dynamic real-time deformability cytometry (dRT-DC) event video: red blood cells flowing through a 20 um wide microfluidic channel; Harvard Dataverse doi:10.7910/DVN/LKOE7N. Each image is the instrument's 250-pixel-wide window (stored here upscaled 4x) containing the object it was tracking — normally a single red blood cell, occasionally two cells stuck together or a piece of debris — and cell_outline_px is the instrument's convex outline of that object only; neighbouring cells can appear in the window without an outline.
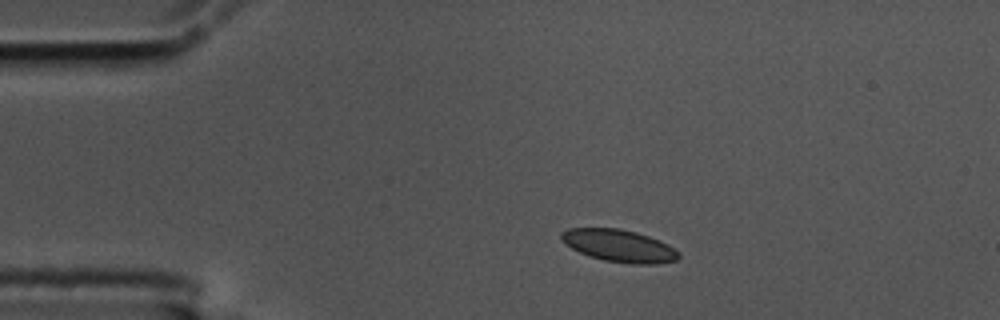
{"species": "common noctule bat (a hibernating species)", "species_latin": "Nyctalus noctula", "temperature_condition": "cold", "stored_images_in_passage": 47, "camera_frame_rate_fps": 3000, "um_per_image_px": 0.085, "animal": {"sex": "male", "body_mass_g": 17.5, "forearm_length_mm": 52.3}, "frame": {"image": 1, "passage_image": 1, "time_ms": 0.0, "image_size_px": [1000, 320], "cell_outline_px": [[680, 256], [676, 260], [656, 264], [632, 264], [604, 260], [580, 252], [572, 248], [560, 240], [560, 232], [568, 228], [620, 228], [636, 232], [648, 236], [668, 244], [680, 252]], "centroid_in_image_um": [52.62, 20.88], "position_along_channel_um": 32.4, "area_um2": 22.08}}
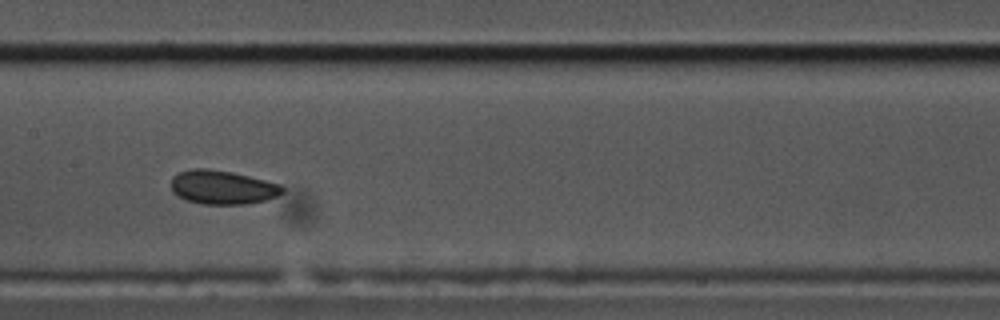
{"frame": {"image": 2, "passage_image": 18, "time_ms": 5.667, "image_size_px": [1000, 320], "cell_outline_px": [[284, 192], [276, 196], [264, 200], [244, 204], [204, 204], [188, 200], [172, 192], [172, 176], [180, 172], [192, 168], [208, 168], [232, 172], [280, 184], [284, 188]], "centroid_in_image_um": [18.9, 15.91], "position_along_channel_um": 188.5, "area_um2": 21.73}}
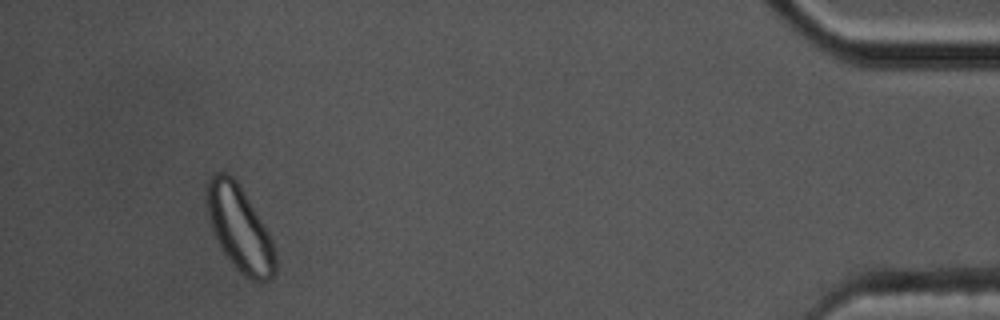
{"frame": {"image": 3, "passage_image": 43, "time_ms": 14.0, "image_size_px": [1000, 320], "cell_outline_px": [[276, 272], [268, 280], [252, 280], [244, 276], [236, 268], [224, 252], [212, 228], [208, 216], [208, 180], [216, 172], [224, 172], [232, 176], [236, 180], [264, 224], [272, 240], [276, 256]], "centroid_in_image_um": [20.4, 19.44], "position_along_channel_um": 414.8, "area_um2": 33.12}, "authors_computed_cell_mechanics": {"area_um2": 22.1374, "velocity_mm_per_s": 3.5305, "shape_relaxation_time_tau1_ms": 5.8143, "shape_relaxation_time_tau2_ms": 3.9482, "deformation_change_tau1": 0.0541, "deformation_change_tau2": 0.0751}}